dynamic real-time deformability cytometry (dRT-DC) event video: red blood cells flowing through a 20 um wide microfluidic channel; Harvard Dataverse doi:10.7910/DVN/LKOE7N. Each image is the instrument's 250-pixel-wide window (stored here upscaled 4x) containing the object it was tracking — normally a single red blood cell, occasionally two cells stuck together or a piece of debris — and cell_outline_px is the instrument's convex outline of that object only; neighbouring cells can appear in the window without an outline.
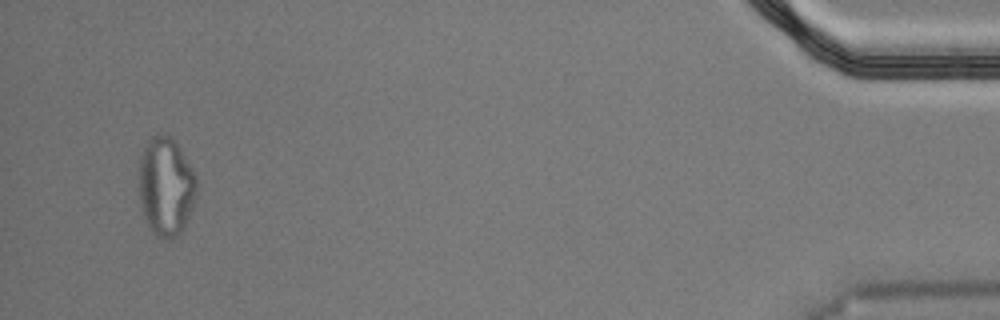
{"species": "Egyptian fruit bat (a non-hibernating species)", "species_latin": "Rousettus aegyptiacus", "temperature_condition": "cold", "stored_images_in_passage": 55, "segment_of_instrument_passage": [2, 2], "camera_frame_rate_fps": 3000, "um_per_image_px": 0.085, "animal": {"sex": "male"}, "frame": {"image": 1, "passage_image": 53, "time_ms": 17.333, "image_size_px": [1000, 320], "cell_outline_px": [[196, 192], [192, 208], [184, 228], [176, 236], [164, 240], [160, 240], [152, 232], [144, 216], [140, 204], [140, 160], [144, 148], [148, 140], [152, 136], [160, 132], [164, 132], [172, 136], [192, 168], [196, 176]], "centroid_in_image_um": [14.11, 15.84], "position_along_channel_um": 421.1, "area_um2": 33.18}}